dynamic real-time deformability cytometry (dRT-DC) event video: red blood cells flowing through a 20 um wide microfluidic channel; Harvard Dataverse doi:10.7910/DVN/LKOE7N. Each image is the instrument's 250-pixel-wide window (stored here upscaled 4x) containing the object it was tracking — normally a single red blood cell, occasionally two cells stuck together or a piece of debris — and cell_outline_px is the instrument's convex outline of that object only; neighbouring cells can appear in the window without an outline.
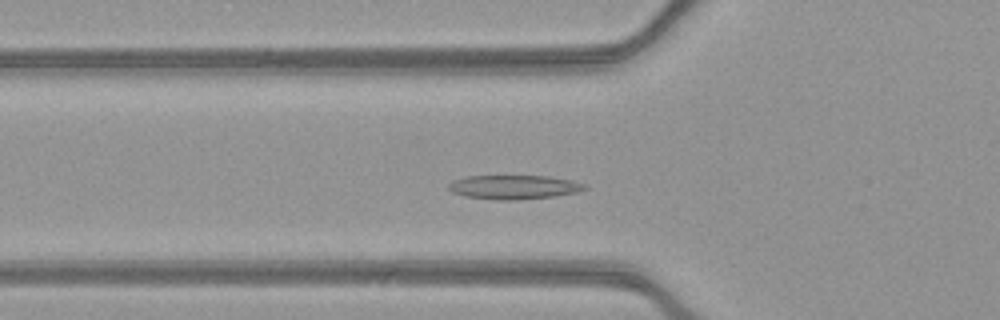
{"species": "common noctule bat (a hibernating species)", "species_latin": "Nyctalus noctula", "temperature_condition": "warm", "stored_images_in_passage": 50, "camera_frame_rate_fps": 3000, "um_per_image_px": 0.085, "animal": {"sex": "female", "body_mass_g": 21.9}, "frame": {"image": 1, "passage_image": 16, "time_ms": 5.0, "image_size_px": [1000, 320], "cell_outline_px": [[588, 188], [576, 192], [556, 196], [516, 200], [496, 200], [464, 196], [452, 192], [448, 188], [448, 184], [452, 180], [464, 176], [548, 176], [572, 180], [588, 184]], "centroid_in_image_um": [43.68, 15.9], "position_along_channel_um": 82.1, "area_um2": 19.31}}
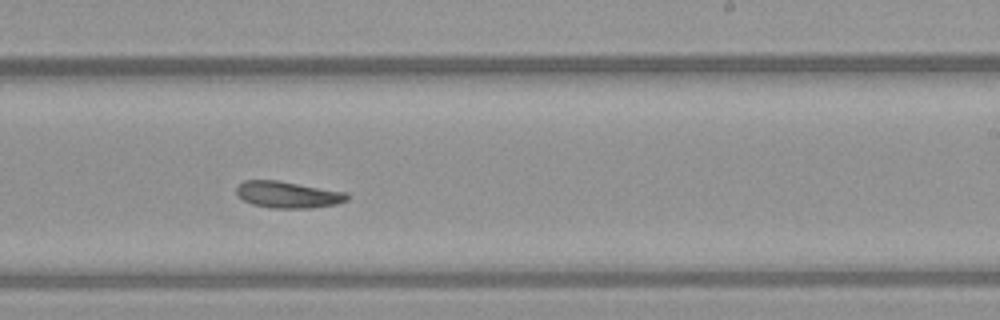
{"frame": {"image": 2, "passage_image": 30, "time_ms": 9.667, "image_size_px": [1000, 320], "cell_outline_px": [[348, 200], [336, 204], [312, 208], [272, 208], [252, 204], [244, 200], [236, 192], [236, 184], [244, 180], [276, 180], [348, 192]], "centroid_in_image_um": [24.47, 16.54], "position_along_channel_um": 264.5, "area_um2": 17.22}}
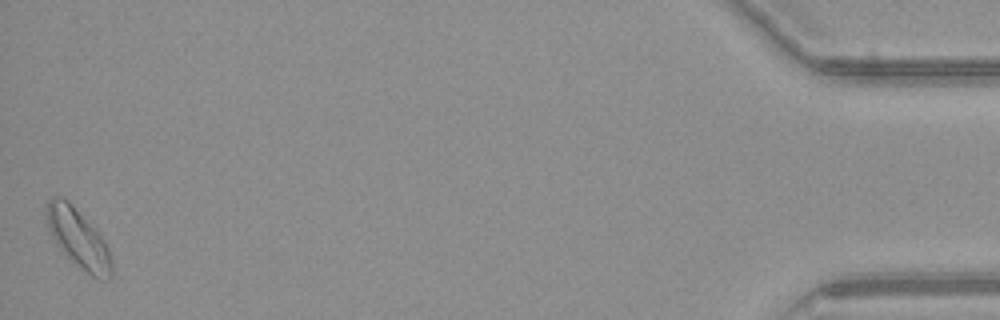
{"frame": {"image": 3, "passage_image": 50, "time_ms": 16.333, "image_size_px": [1000, 320], "cell_outline_px": [[112, 276], [108, 280], [100, 280], [92, 276], [72, 260], [56, 244], [48, 232], [48, 200], [52, 196], [64, 196], [68, 200], [100, 236], [108, 248], [112, 260]], "centroid_in_image_um": [6.66, 20.28], "position_along_channel_um": 428.5, "area_um2": 21.73}, "authors_computed_cell_mechanics": {"area_um2": 18.0625, "velocity_mm_per_s": 3.888, "shape_relaxation_time_tau1_ms": 5.1247, "shape_relaxation_time_tau2_ms": null, "deformation_change_tau1": 0.1168, "deformation_change_tau2": null}}